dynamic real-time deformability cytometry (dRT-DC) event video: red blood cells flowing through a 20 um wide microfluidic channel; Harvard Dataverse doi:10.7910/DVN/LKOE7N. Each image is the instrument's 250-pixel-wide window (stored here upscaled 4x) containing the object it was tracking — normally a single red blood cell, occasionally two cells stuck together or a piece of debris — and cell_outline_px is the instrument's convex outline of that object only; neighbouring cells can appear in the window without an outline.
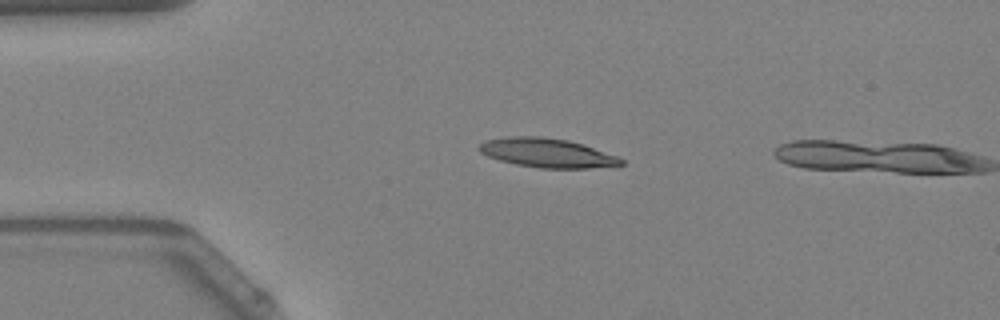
{"species": "Egyptian fruit bat (a non-hibernating species)", "species_latin": "Rousettus aegyptiacus", "temperature_condition": "warm", "stored_images_in_passage": 2, "camera_frame_rate_fps": 3000, "um_per_image_px": 0.085, "animal": {"sex": "female"}, "frame": {"image": 1, "passage_image": 1, "time_ms": 0.0, "image_size_px": [1000, 320], "cell_outline_px": [[624, 164], [588, 168], [540, 168], [516, 164], [500, 160], [488, 156], [480, 152], [476, 148], [484, 140], [504, 136], [544, 136], [568, 140], [616, 156], [624, 160]], "centroid_in_image_um": [46.42, 12.98], "position_along_channel_um": 38.6, "area_um2": 23.93}}